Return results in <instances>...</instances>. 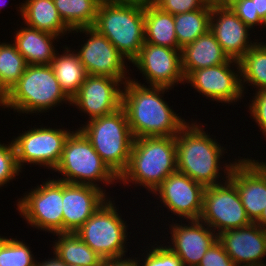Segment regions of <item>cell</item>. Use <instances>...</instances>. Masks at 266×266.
Here are the masks:
<instances>
[{
	"label": "cell",
	"mask_w": 266,
	"mask_h": 266,
	"mask_svg": "<svg viewBox=\"0 0 266 266\" xmlns=\"http://www.w3.org/2000/svg\"><path fill=\"white\" fill-rule=\"evenodd\" d=\"M122 92V105L135 138L174 137L187 124L174 114L159 92L169 89L163 86H141L128 80Z\"/></svg>",
	"instance_id": "obj_1"
},
{
	"label": "cell",
	"mask_w": 266,
	"mask_h": 266,
	"mask_svg": "<svg viewBox=\"0 0 266 266\" xmlns=\"http://www.w3.org/2000/svg\"><path fill=\"white\" fill-rule=\"evenodd\" d=\"M177 170L174 137H140L133 140L127 168L119 180L135 181L152 192Z\"/></svg>",
	"instance_id": "obj_2"
},
{
	"label": "cell",
	"mask_w": 266,
	"mask_h": 266,
	"mask_svg": "<svg viewBox=\"0 0 266 266\" xmlns=\"http://www.w3.org/2000/svg\"><path fill=\"white\" fill-rule=\"evenodd\" d=\"M144 5L105 1L98 7L94 28L131 62L145 42Z\"/></svg>",
	"instance_id": "obj_3"
},
{
	"label": "cell",
	"mask_w": 266,
	"mask_h": 266,
	"mask_svg": "<svg viewBox=\"0 0 266 266\" xmlns=\"http://www.w3.org/2000/svg\"><path fill=\"white\" fill-rule=\"evenodd\" d=\"M88 122L79 130L119 178L127 168L134 140L124 109L121 107L114 113Z\"/></svg>",
	"instance_id": "obj_4"
},
{
	"label": "cell",
	"mask_w": 266,
	"mask_h": 266,
	"mask_svg": "<svg viewBox=\"0 0 266 266\" xmlns=\"http://www.w3.org/2000/svg\"><path fill=\"white\" fill-rule=\"evenodd\" d=\"M180 134V135H179ZM177 171L204 187L218 185L222 149L198 125L186 124L175 136ZM219 165V166H218Z\"/></svg>",
	"instance_id": "obj_5"
},
{
	"label": "cell",
	"mask_w": 266,
	"mask_h": 266,
	"mask_svg": "<svg viewBox=\"0 0 266 266\" xmlns=\"http://www.w3.org/2000/svg\"><path fill=\"white\" fill-rule=\"evenodd\" d=\"M71 100L62 91L51 65H27L21 78L2 97V106L22 112L46 111Z\"/></svg>",
	"instance_id": "obj_6"
},
{
	"label": "cell",
	"mask_w": 266,
	"mask_h": 266,
	"mask_svg": "<svg viewBox=\"0 0 266 266\" xmlns=\"http://www.w3.org/2000/svg\"><path fill=\"white\" fill-rule=\"evenodd\" d=\"M54 170L66 176L59 181L72 184L98 187L92 183L93 180H103L110 184L114 179H119L80 130L70 133L67 137L60 163Z\"/></svg>",
	"instance_id": "obj_7"
},
{
	"label": "cell",
	"mask_w": 266,
	"mask_h": 266,
	"mask_svg": "<svg viewBox=\"0 0 266 266\" xmlns=\"http://www.w3.org/2000/svg\"><path fill=\"white\" fill-rule=\"evenodd\" d=\"M111 201L104 202L75 232L103 259L122 257L127 232Z\"/></svg>",
	"instance_id": "obj_8"
},
{
	"label": "cell",
	"mask_w": 266,
	"mask_h": 266,
	"mask_svg": "<svg viewBox=\"0 0 266 266\" xmlns=\"http://www.w3.org/2000/svg\"><path fill=\"white\" fill-rule=\"evenodd\" d=\"M222 184L205 187L199 220L221 232L245 227L252 222L242 205L236 186L226 179ZM220 230V231H219Z\"/></svg>",
	"instance_id": "obj_9"
},
{
	"label": "cell",
	"mask_w": 266,
	"mask_h": 266,
	"mask_svg": "<svg viewBox=\"0 0 266 266\" xmlns=\"http://www.w3.org/2000/svg\"><path fill=\"white\" fill-rule=\"evenodd\" d=\"M37 187L20 199L19 212L35 227L63 233V182L53 179Z\"/></svg>",
	"instance_id": "obj_10"
},
{
	"label": "cell",
	"mask_w": 266,
	"mask_h": 266,
	"mask_svg": "<svg viewBox=\"0 0 266 266\" xmlns=\"http://www.w3.org/2000/svg\"><path fill=\"white\" fill-rule=\"evenodd\" d=\"M71 132L64 129L37 128L13 141L19 169L22 163L42 164L53 170L60 163L63 147Z\"/></svg>",
	"instance_id": "obj_11"
},
{
	"label": "cell",
	"mask_w": 266,
	"mask_h": 266,
	"mask_svg": "<svg viewBox=\"0 0 266 266\" xmlns=\"http://www.w3.org/2000/svg\"><path fill=\"white\" fill-rule=\"evenodd\" d=\"M225 167L226 177L236 186L247 216L255 223L266 206V163L244 158Z\"/></svg>",
	"instance_id": "obj_12"
},
{
	"label": "cell",
	"mask_w": 266,
	"mask_h": 266,
	"mask_svg": "<svg viewBox=\"0 0 266 266\" xmlns=\"http://www.w3.org/2000/svg\"><path fill=\"white\" fill-rule=\"evenodd\" d=\"M78 30L91 35V38L88 39L77 53L87 74L120 80L124 78L126 83L128 80L124 76V56L93 26L77 28L72 31L78 32Z\"/></svg>",
	"instance_id": "obj_13"
},
{
	"label": "cell",
	"mask_w": 266,
	"mask_h": 266,
	"mask_svg": "<svg viewBox=\"0 0 266 266\" xmlns=\"http://www.w3.org/2000/svg\"><path fill=\"white\" fill-rule=\"evenodd\" d=\"M179 52V53H177ZM143 72L150 86H171L185 77L181 66V50L144 42L139 55L132 61Z\"/></svg>",
	"instance_id": "obj_14"
},
{
	"label": "cell",
	"mask_w": 266,
	"mask_h": 266,
	"mask_svg": "<svg viewBox=\"0 0 266 266\" xmlns=\"http://www.w3.org/2000/svg\"><path fill=\"white\" fill-rule=\"evenodd\" d=\"M204 189L202 184L176 170L164 179L154 193L159 192L162 202L170 211L191 221L200 218Z\"/></svg>",
	"instance_id": "obj_15"
},
{
	"label": "cell",
	"mask_w": 266,
	"mask_h": 266,
	"mask_svg": "<svg viewBox=\"0 0 266 266\" xmlns=\"http://www.w3.org/2000/svg\"><path fill=\"white\" fill-rule=\"evenodd\" d=\"M120 79L87 75L78 93L71 99L82 111L95 119L114 113L122 105V92L117 87Z\"/></svg>",
	"instance_id": "obj_16"
},
{
	"label": "cell",
	"mask_w": 266,
	"mask_h": 266,
	"mask_svg": "<svg viewBox=\"0 0 266 266\" xmlns=\"http://www.w3.org/2000/svg\"><path fill=\"white\" fill-rule=\"evenodd\" d=\"M233 62L237 64L240 73L239 61L231 59L224 64L194 70L185 80L212 100L232 102L239 99L244 90L242 80L230 69V63Z\"/></svg>",
	"instance_id": "obj_17"
},
{
	"label": "cell",
	"mask_w": 266,
	"mask_h": 266,
	"mask_svg": "<svg viewBox=\"0 0 266 266\" xmlns=\"http://www.w3.org/2000/svg\"><path fill=\"white\" fill-rule=\"evenodd\" d=\"M217 240L236 266H266L259 260L266 255V232L256 223L221 232Z\"/></svg>",
	"instance_id": "obj_18"
},
{
	"label": "cell",
	"mask_w": 266,
	"mask_h": 266,
	"mask_svg": "<svg viewBox=\"0 0 266 266\" xmlns=\"http://www.w3.org/2000/svg\"><path fill=\"white\" fill-rule=\"evenodd\" d=\"M101 188L63 182V233H75L106 201Z\"/></svg>",
	"instance_id": "obj_19"
},
{
	"label": "cell",
	"mask_w": 266,
	"mask_h": 266,
	"mask_svg": "<svg viewBox=\"0 0 266 266\" xmlns=\"http://www.w3.org/2000/svg\"><path fill=\"white\" fill-rule=\"evenodd\" d=\"M215 15H220L216 23ZM248 29L250 28L229 7L218 5L212 0L210 31L230 59L239 61L255 44H249Z\"/></svg>",
	"instance_id": "obj_20"
},
{
	"label": "cell",
	"mask_w": 266,
	"mask_h": 266,
	"mask_svg": "<svg viewBox=\"0 0 266 266\" xmlns=\"http://www.w3.org/2000/svg\"><path fill=\"white\" fill-rule=\"evenodd\" d=\"M191 222V226L176 224L171 227L174 246L169 248L181 259L183 266H198L206 251L217 241V235L210 231L212 229L205 228L199 219Z\"/></svg>",
	"instance_id": "obj_21"
},
{
	"label": "cell",
	"mask_w": 266,
	"mask_h": 266,
	"mask_svg": "<svg viewBox=\"0 0 266 266\" xmlns=\"http://www.w3.org/2000/svg\"><path fill=\"white\" fill-rule=\"evenodd\" d=\"M230 60L210 30L181 49V66L185 78L194 70L224 64Z\"/></svg>",
	"instance_id": "obj_22"
},
{
	"label": "cell",
	"mask_w": 266,
	"mask_h": 266,
	"mask_svg": "<svg viewBox=\"0 0 266 266\" xmlns=\"http://www.w3.org/2000/svg\"><path fill=\"white\" fill-rule=\"evenodd\" d=\"M56 37L28 26L17 32L13 44L23 55L27 65H51L55 56L51 41Z\"/></svg>",
	"instance_id": "obj_23"
},
{
	"label": "cell",
	"mask_w": 266,
	"mask_h": 266,
	"mask_svg": "<svg viewBox=\"0 0 266 266\" xmlns=\"http://www.w3.org/2000/svg\"><path fill=\"white\" fill-rule=\"evenodd\" d=\"M145 42L178 49L174 15L161 10L154 3L144 6Z\"/></svg>",
	"instance_id": "obj_24"
},
{
	"label": "cell",
	"mask_w": 266,
	"mask_h": 266,
	"mask_svg": "<svg viewBox=\"0 0 266 266\" xmlns=\"http://www.w3.org/2000/svg\"><path fill=\"white\" fill-rule=\"evenodd\" d=\"M27 25L55 36L71 29L61 19L53 0H27L20 9Z\"/></svg>",
	"instance_id": "obj_25"
},
{
	"label": "cell",
	"mask_w": 266,
	"mask_h": 266,
	"mask_svg": "<svg viewBox=\"0 0 266 266\" xmlns=\"http://www.w3.org/2000/svg\"><path fill=\"white\" fill-rule=\"evenodd\" d=\"M66 50L67 53L64 55L56 56L55 54L51 67L62 91L71 100L78 93L88 74L79 56L70 53L68 48Z\"/></svg>",
	"instance_id": "obj_26"
},
{
	"label": "cell",
	"mask_w": 266,
	"mask_h": 266,
	"mask_svg": "<svg viewBox=\"0 0 266 266\" xmlns=\"http://www.w3.org/2000/svg\"><path fill=\"white\" fill-rule=\"evenodd\" d=\"M54 254L67 265L100 266L102 257L94 252L76 233H57Z\"/></svg>",
	"instance_id": "obj_27"
},
{
	"label": "cell",
	"mask_w": 266,
	"mask_h": 266,
	"mask_svg": "<svg viewBox=\"0 0 266 266\" xmlns=\"http://www.w3.org/2000/svg\"><path fill=\"white\" fill-rule=\"evenodd\" d=\"M211 11L212 0L201 9L174 15L179 50L210 30Z\"/></svg>",
	"instance_id": "obj_28"
},
{
	"label": "cell",
	"mask_w": 266,
	"mask_h": 266,
	"mask_svg": "<svg viewBox=\"0 0 266 266\" xmlns=\"http://www.w3.org/2000/svg\"><path fill=\"white\" fill-rule=\"evenodd\" d=\"M63 22L71 29L94 26L100 3L97 0H53Z\"/></svg>",
	"instance_id": "obj_29"
},
{
	"label": "cell",
	"mask_w": 266,
	"mask_h": 266,
	"mask_svg": "<svg viewBox=\"0 0 266 266\" xmlns=\"http://www.w3.org/2000/svg\"><path fill=\"white\" fill-rule=\"evenodd\" d=\"M27 63L13 44H0V94L2 97L21 78Z\"/></svg>",
	"instance_id": "obj_30"
},
{
	"label": "cell",
	"mask_w": 266,
	"mask_h": 266,
	"mask_svg": "<svg viewBox=\"0 0 266 266\" xmlns=\"http://www.w3.org/2000/svg\"><path fill=\"white\" fill-rule=\"evenodd\" d=\"M240 76L259 90L266 89V44H254L239 60Z\"/></svg>",
	"instance_id": "obj_31"
},
{
	"label": "cell",
	"mask_w": 266,
	"mask_h": 266,
	"mask_svg": "<svg viewBox=\"0 0 266 266\" xmlns=\"http://www.w3.org/2000/svg\"><path fill=\"white\" fill-rule=\"evenodd\" d=\"M29 247L21 241L3 238L0 242V266H35Z\"/></svg>",
	"instance_id": "obj_32"
},
{
	"label": "cell",
	"mask_w": 266,
	"mask_h": 266,
	"mask_svg": "<svg viewBox=\"0 0 266 266\" xmlns=\"http://www.w3.org/2000/svg\"><path fill=\"white\" fill-rule=\"evenodd\" d=\"M20 171L13 141L11 144H0V186L6 184Z\"/></svg>",
	"instance_id": "obj_33"
},
{
	"label": "cell",
	"mask_w": 266,
	"mask_h": 266,
	"mask_svg": "<svg viewBox=\"0 0 266 266\" xmlns=\"http://www.w3.org/2000/svg\"><path fill=\"white\" fill-rule=\"evenodd\" d=\"M211 0H155L154 4L172 15L195 11L205 7Z\"/></svg>",
	"instance_id": "obj_34"
},
{
	"label": "cell",
	"mask_w": 266,
	"mask_h": 266,
	"mask_svg": "<svg viewBox=\"0 0 266 266\" xmlns=\"http://www.w3.org/2000/svg\"><path fill=\"white\" fill-rule=\"evenodd\" d=\"M143 266H183L181 259L169 247H154Z\"/></svg>",
	"instance_id": "obj_35"
},
{
	"label": "cell",
	"mask_w": 266,
	"mask_h": 266,
	"mask_svg": "<svg viewBox=\"0 0 266 266\" xmlns=\"http://www.w3.org/2000/svg\"><path fill=\"white\" fill-rule=\"evenodd\" d=\"M198 266H236L226 253L221 243L217 240L206 251Z\"/></svg>",
	"instance_id": "obj_36"
},
{
	"label": "cell",
	"mask_w": 266,
	"mask_h": 266,
	"mask_svg": "<svg viewBox=\"0 0 266 266\" xmlns=\"http://www.w3.org/2000/svg\"><path fill=\"white\" fill-rule=\"evenodd\" d=\"M249 28L255 24L266 23L259 17L254 16L253 0H236L228 6Z\"/></svg>",
	"instance_id": "obj_37"
},
{
	"label": "cell",
	"mask_w": 266,
	"mask_h": 266,
	"mask_svg": "<svg viewBox=\"0 0 266 266\" xmlns=\"http://www.w3.org/2000/svg\"><path fill=\"white\" fill-rule=\"evenodd\" d=\"M254 99L250 104L251 114L266 135V89L259 90Z\"/></svg>",
	"instance_id": "obj_38"
},
{
	"label": "cell",
	"mask_w": 266,
	"mask_h": 266,
	"mask_svg": "<svg viewBox=\"0 0 266 266\" xmlns=\"http://www.w3.org/2000/svg\"><path fill=\"white\" fill-rule=\"evenodd\" d=\"M122 257H114L108 259H102L100 266H139L137 260L121 259Z\"/></svg>",
	"instance_id": "obj_39"
},
{
	"label": "cell",
	"mask_w": 266,
	"mask_h": 266,
	"mask_svg": "<svg viewBox=\"0 0 266 266\" xmlns=\"http://www.w3.org/2000/svg\"><path fill=\"white\" fill-rule=\"evenodd\" d=\"M254 16H259L266 23V0H253Z\"/></svg>",
	"instance_id": "obj_40"
},
{
	"label": "cell",
	"mask_w": 266,
	"mask_h": 266,
	"mask_svg": "<svg viewBox=\"0 0 266 266\" xmlns=\"http://www.w3.org/2000/svg\"><path fill=\"white\" fill-rule=\"evenodd\" d=\"M35 266H67V264L65 262H63L56 254H55V258L51 259V260H47L45 262H42L39 264L35 263Z\"/></svg>",
	"instance_id": "obj_41"
},
{
	"label": "cell",
	"mask_w": 266,
	"mask_h": 266,
	"mask_svg": "<svg viewBox=\"0 0 266 266\" xmlns=\"http://www.w3.org/2000/svg\"><path fill=\"white\" fill-rule=\"evenodd\" d=\"M109 1L118 2V3H135L144 6L155 2V0H109Z\"/></svg>",
	"instance_id": "obj_42"
},
{
	"label": "cell",
	"mask_w": 266,
	"mask_h": 266,
	"mask_svg": "<svg viewBox=\"0 0 266 266\" xmlns=\"http://www.w3.org/2000/svg\"><path fill=\"white\" fill-rule=\"evenodd\" d=\"M255 223L258 226H260L266 232V206H265L260 218Z\"/></svg>",
	"instance_id": "obj_43"
},
{
	"label": "cell",
	"mask_w": 266,
	"mask_h": 266,
	"mask_svg": "<svg viewBox=\"0 0 266 266\" xmlns=\"http://www.w3.org/2000/svg\"><path fill=\"white\" fill-rule=\"evenodd\" d=\"M234 1L236 0H213L214 3L226 7H228Z\"/></svg>",
	"instance_id": "obj_44"
},
{
	"label": "cell",
	"mask_w": 266,
	"mask_h": 266,
	"mask_svg": "<svg viewBox=\"0 0 266 266\" xmlns=\"http://www.w3.org/2000/svg\"><path fill=\"white\" fill-rule=\"evenodd\" d=\"M100 4L105 2V1H109V0H97Z\"/></svg>",
	"instance_id": "obj_45"
},
{
	"label": "cell",
	"mask_w": 266,
	"mask_h": 266,
	"mask_svg": "<svg viewBox=\"0 0 266 266\" xmlns=\"http://www.w3.org/2000/svg\"><path fill=\"white\" fill-rule=\"evenodd\" d=\"M0 104H2V95L0 94Z\"/></svg>",
	"instance_id": "obj_46"
}]
</instances>
